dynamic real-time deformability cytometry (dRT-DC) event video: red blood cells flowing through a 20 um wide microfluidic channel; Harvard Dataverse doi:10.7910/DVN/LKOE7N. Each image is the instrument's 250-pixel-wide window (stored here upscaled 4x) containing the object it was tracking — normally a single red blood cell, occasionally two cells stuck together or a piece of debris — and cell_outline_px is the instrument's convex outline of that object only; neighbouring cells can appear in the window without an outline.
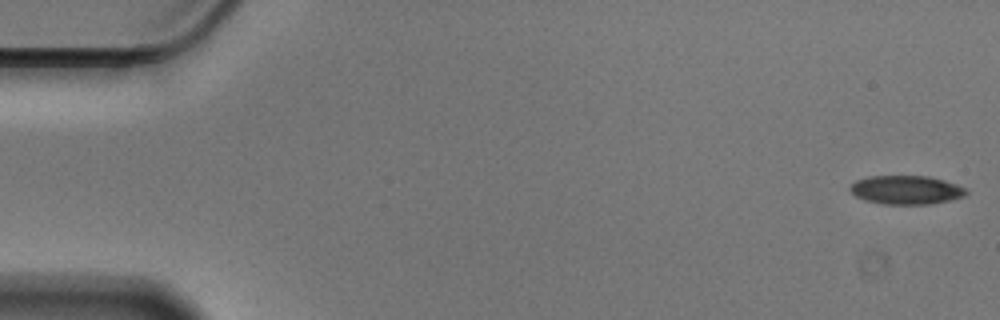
{"species": "Egyptian fruit bat (a non-hibernating species)", "species_latin": "Rousettus aegyptiacus", "temperature_condition": "cold", "stored_images_in_passage": 56, "camera_frame_rate_fps": 3000, "um_per_image_px": 0.085, "animal": {"sex": "male"}, "frame": {"image": 1, "passage_image": 1, "time_ms": 0.0, "image_size_px": [1000, 320], "cell_outline_px": [[968, 192], [964, 196], [952, 200], [928, 204], [884, 204], [864, 200], [856, 196], [848, 188], [856, 180], [868, 176], [928, 176], [944, 180], [968, 188]], "centroid_in_image_um": [77.05, 16.14], "position_along_channel_um": 8.0, "area_um2": 19.54}}
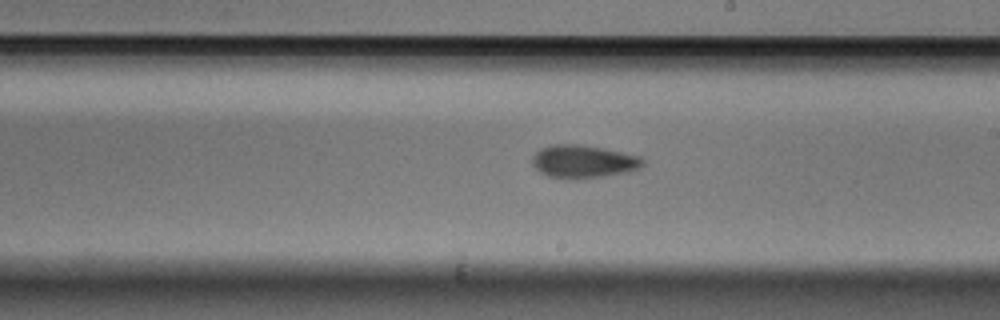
{"frame": {"image": 2, "passage_image": 32, "time_ms": 10.333, "image_size_px": [1000, 320], "cell_outline_px": [[644, 164], [640, 168], [628, 172], [604, 176], [576, 180], [548, 176], [540, 172], [532, 164], [532, 156], [540, 148], [552, 144], [584, 144], [604, 148], [640, 156], [644, 160]], "centroid_in_image_um": [49.58, 13.73], "position_along_channel_um": 239.4, "area_um2": 21.56}}
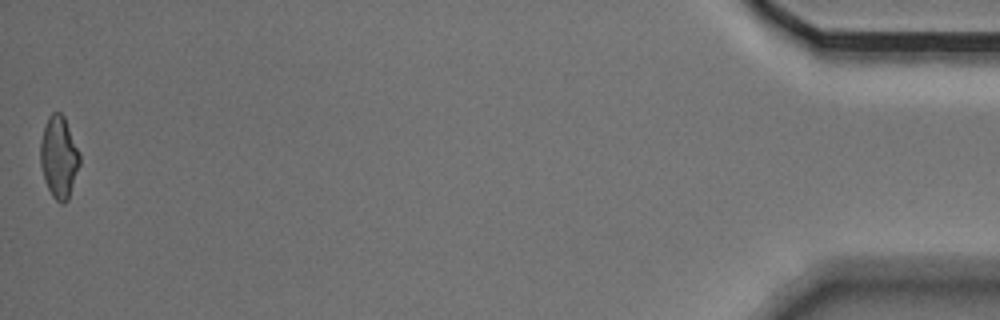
{"frame": {"image": 3, "passage_image": 56, "time_ms": 18.333, "image_size_px": [1000, 320], "cell_outline_px": [[80, 164], [68, 200], [64, 204], [60, 204], [52, 196], [44, 180], [40, 164], [40, 140], [48, 116], [52, 112], [60, 112], [64, 116], [80, 152]], "centroid_in_image_um": [5.01, 13.36], "position_along_channel_um": 430.2, "area_um2": 18.96}, "authors_computed_cell_mechanics": {"area_um2": 20.2589, "velocity_mm_per_s": 3.5576, "shape_relaxation_time_tau1_ms": 5.0409, "shape_relaxation_time_tau2_ms": 6.5668, "deformation_change_tau1": 0.1234, "deformation_change_tau2": 0.1307}}